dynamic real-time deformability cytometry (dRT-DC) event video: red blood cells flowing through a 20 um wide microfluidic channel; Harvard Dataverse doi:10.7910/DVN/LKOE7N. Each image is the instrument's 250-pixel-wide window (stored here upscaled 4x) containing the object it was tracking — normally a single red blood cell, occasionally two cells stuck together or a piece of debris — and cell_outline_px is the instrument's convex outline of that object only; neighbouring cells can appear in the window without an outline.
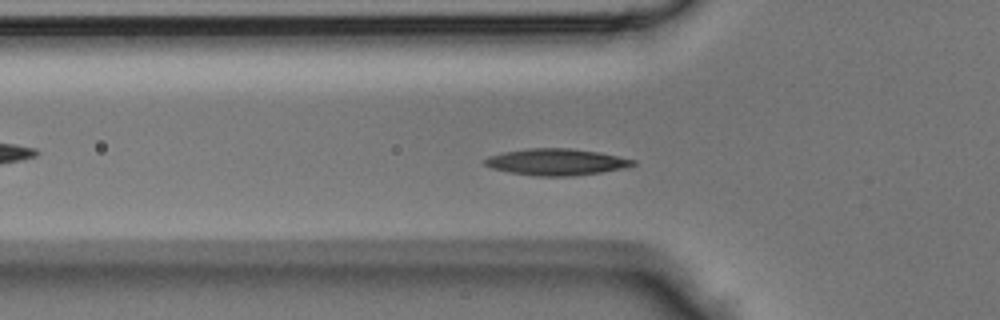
{"species": "Egyptian fruit bat (a non-hibernating species)", "species_latin": "Rousettus aegyptiacus", "temperature_condition": "room temperature", "stored_images_in_passage": 44, "camera_frame_rate_fps": 3000, "um_per_image_px": 0.085, "animal": {"sex": "male"}, "frame": {"image": 1, "passage_image": 14, "time_ms": 4.333, "image_size_px": [1000, 320], "cell_outline_px": [[636, 164], [624, 168], [600, 172], [572, 176], [536, 176], [508, 172], [492, 168], [484, 164], [484, 160], [488, 156], [504, 152], [528, 148], [572, 148], [600, 152], [636, 160]], "centroid_in_image_um": [47.29, 13.76], "position_along_channel_um": 78.5, "area_um2": 22.95}}
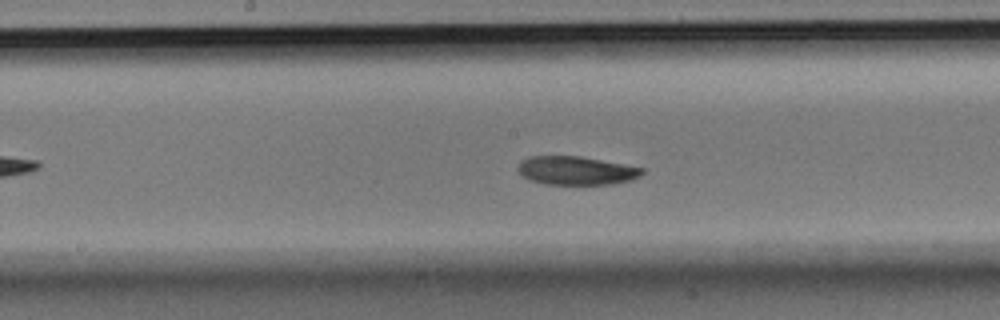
{"frame": {"image": 2, "passage_image": 22, "time_ms": 7.0, "image_size_px": [1000, 320], "cell_outline_px": [[644, 172], [640, 176], [632, 180], [612, 184], [544, 184], [532, 180], [524, 176], [516, 168], [520, 160], [528, 156], [580, 156], [644, 168]], "centroid_in_image_um": [48.97, 14.49], "position_along_channel_um": 199.2, "area_um2": 20.63}}
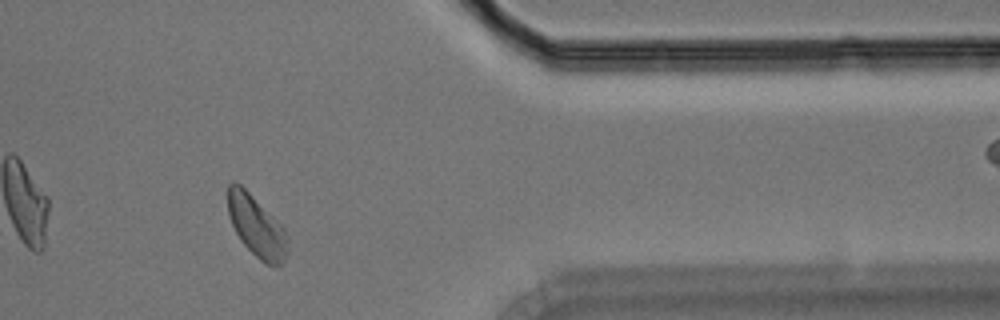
{"frame": {"image": 3, "passage_image": 36, "time_ms": 11.667, "image_size_px": [1000, 320], "cell_outline_px": [[288, 256], [280, 264], [268, 264], [260, 260], [240, 240], [228, 216], [228, 184], [232, 180], [240, 184], [284, 228], [288, 236]], "centroid_in_image_um": [21.8, 19.23], "position_along_channel_um": 389.6, "area_um2": 20.98}}